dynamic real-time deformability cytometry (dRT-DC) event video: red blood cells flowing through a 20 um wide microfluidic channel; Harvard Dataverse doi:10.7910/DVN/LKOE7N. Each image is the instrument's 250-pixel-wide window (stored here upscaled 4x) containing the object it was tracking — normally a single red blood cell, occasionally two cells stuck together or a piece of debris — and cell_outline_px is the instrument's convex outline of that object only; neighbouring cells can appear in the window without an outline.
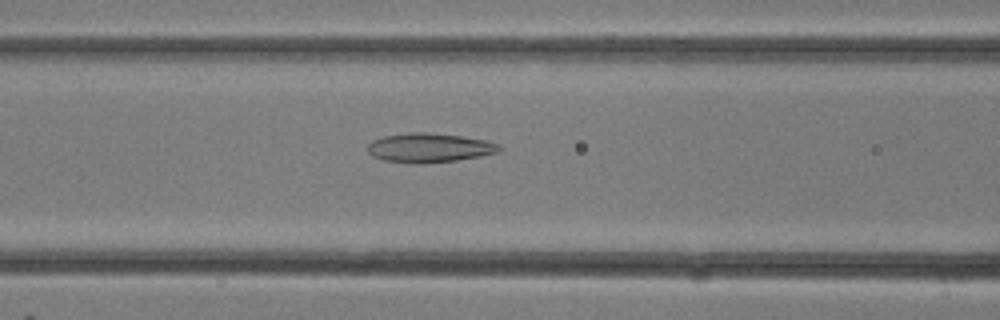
{"species": "common noctule bat (a hibernating species)", "species_latin": "Nyctalus noctula", "temperature_condition": "room temperature", "stored_images_in_passage": 26, "camera_frame_rate_fps": 3000, "um_per_image_px": 0.085, "animal": {"sex": "female"}, "frame": {"image": 1, "passage_image": 7, "time_ms": 2.0, "image_size_px": [1000, 320], "cell_outline_px": [[504, 148], [496, 152], [480, 156], [456, 160], [424, 164], [416, 164], [384, 160], [372, 156], [368, 152], [368, 144], [372, 140], [384, 136], [412, 132], [424, 132], [460, 136], [488, 140], [500, 144]], "centroid_in_image_um": [36.5, 12.56], "position_along_channel_um": 130.1, "area_um2": 22.48}}
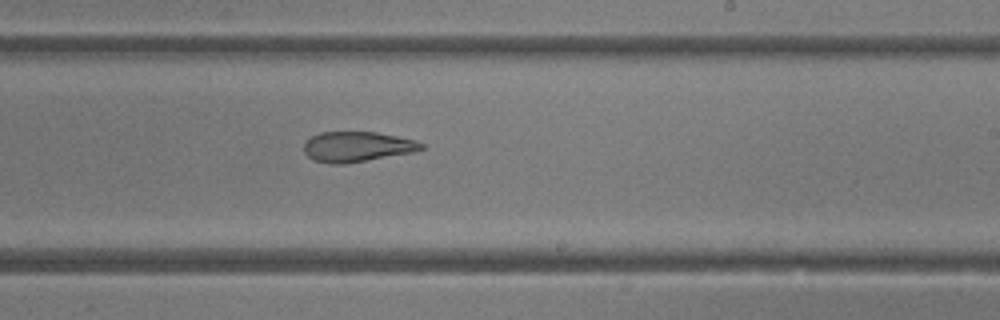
{"frame": {"image": 2, "passage_image": 13, "time_ms": 4.0, "image_size_px": [1000, 320], "cell_outline_px": [[424, 148], [412, 152], [344, 164], [332, 164], [312, 160], [304, 152], [304, 144], [312, 136], [320, 132], [376, 132], [416, 140], [424, 144]], "centroid_in_image_um": [30.33, 12.47], "position_along_channel_um": 258.7, "area_um2": 20.52}}
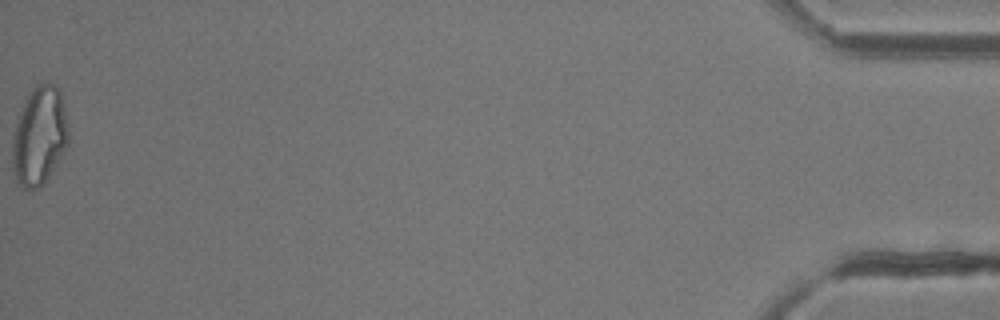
{"frame": {"image": 3, "passage_image": 26, "time_ms": 8.333, "image_size_px": [1000, 320], "cell_outline_px": [[68, 144], [48, 176], [36, 188], [24, 188], [16, 184], [12, 168], [12, 136], [20, 112], [28, 92], [36, 84], [56, 84], [60, 92], [68, 128]], "centroid_in_image_um": [3.31, 11.55], "position_along_channel_um": 431.9, "area_um2": 31.85}}